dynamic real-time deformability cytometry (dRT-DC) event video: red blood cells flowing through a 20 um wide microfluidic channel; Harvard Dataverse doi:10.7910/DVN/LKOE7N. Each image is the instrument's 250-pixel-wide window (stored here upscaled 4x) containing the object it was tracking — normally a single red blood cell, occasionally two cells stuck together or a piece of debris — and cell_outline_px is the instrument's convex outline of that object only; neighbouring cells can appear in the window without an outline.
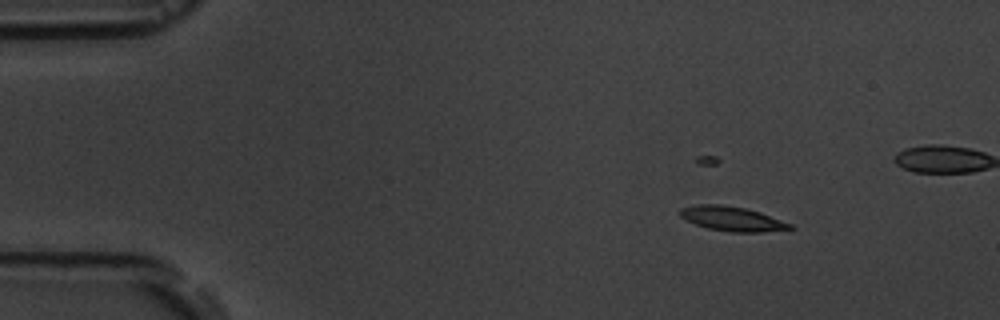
{"species": "common noctule bat (a hibernating species)", "species_latin": "Nyctalus noctula", "temperature_condition": "room temperature", "stored_images_in_passage": 9, "camera_frame_rate_fps": 3000, "um_per_image_px": 0.085, "animal": {"sex": "male", "body_mass_g": 19.5, "forearm_length_mm": 54.6}, "frame": {"image": 1, "passage_image": 2, "time_ms": 1.333, "image_size_px": [1000, 320], "cell_outline_px": [[796, 228], [764, 232], [732, 232], [708, 228], [696, 224], [680, 216], [680, 208], [696, 204], [724, 204], [744, 208], [760, 212], [792, 224]], "centroid_in_image_um": [62.25, 18.59], "position_along_channel_um": 22.8, "area_um2": 15.66}}
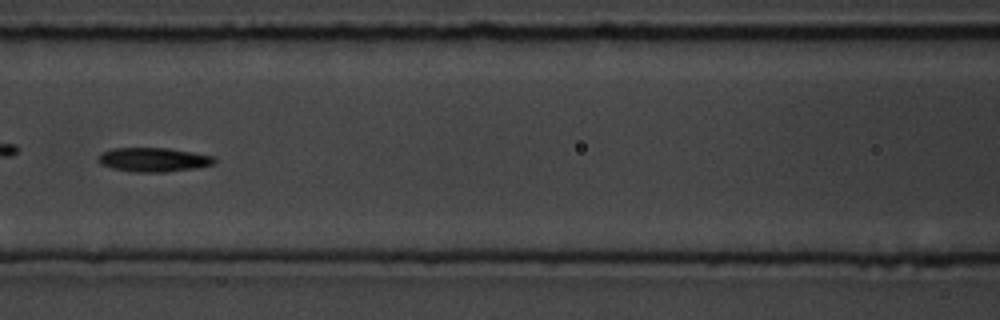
{"frame": {"image": 2, "passage_image": 7, "time_ms": 7.0, "image_size_px": [1000, 320], "cell_outline_px": [[216, 160], [212, 164], [196, 168], [164, 172], [136, 172], [112, 168], [100, 164], [96, 160], [104, 152], [112, 148], [168, 148], [216, 156]], "centroid_in_image_um": [13.06, 13.57], "position_along_channel_um": 153.5, "area_um2": 16.24}}
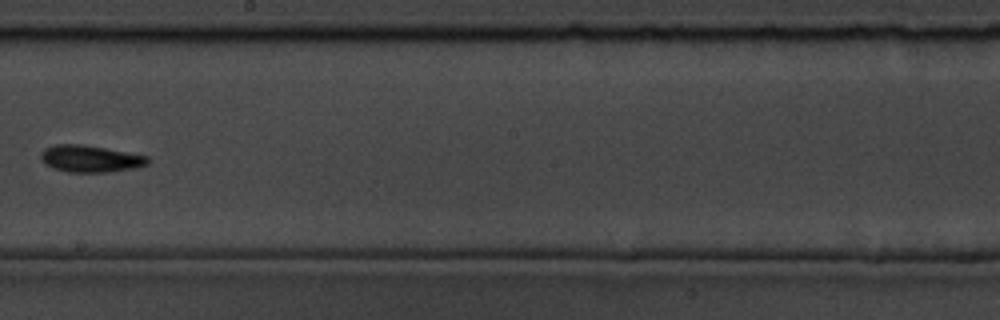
{"frame": {"image": 3, "passage_image": 9, "time_ms": 9.333, "image_size_px": [1000, 320], "cell_outline_px": [[148, 164], [132, 168], [108, 172], [68, 172], [52, 168], [44, 164], [40, 156], [40, 152], [44, 148], [56, 144], [84, 144], [148, 156]], "centroid_in_image_um": [7.62, 13.48], "position_along_channel_um": 240.6, "area_um2": 16.76}}